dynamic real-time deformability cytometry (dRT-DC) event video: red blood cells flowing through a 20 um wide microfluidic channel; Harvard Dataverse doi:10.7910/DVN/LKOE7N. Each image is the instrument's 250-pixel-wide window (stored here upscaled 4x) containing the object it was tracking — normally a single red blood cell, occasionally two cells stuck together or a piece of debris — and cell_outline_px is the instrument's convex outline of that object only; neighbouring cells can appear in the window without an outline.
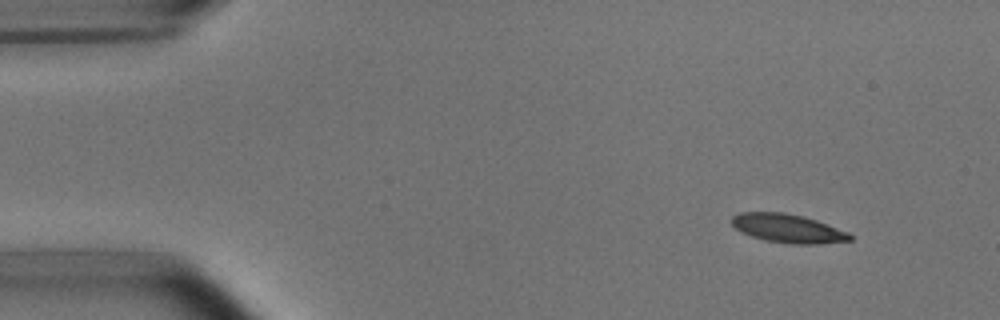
{"species": "common noctule bat (a hibernating species)", "species_latin": "Nyctalus noctula", "temperature_condition": "room temperature", "stored_images_in_passage": 5, "camera_frame_rate_fps": 3000, "um_per_image_px": 0.085, "animal": {"sex": "male", "body_mass_g": 15.6}, "frame": {"image": 1, "passage_image": 2, "time_ms": 1.0, "image_size_px": [1000, 320], "cell_outline_px": [[852, 240], [816, 244], [792, 244], [764, 240], [752, 236], [736, 228], [732, 224], [732, 216], [740, 212], [784, 212], [804, 216], [816, 220], [848, 232], [852, 236]], "centroid_in_image_um": [66.97, 19.41], "position_along_channel_um": 18.0, "area_um2": 19.59}}
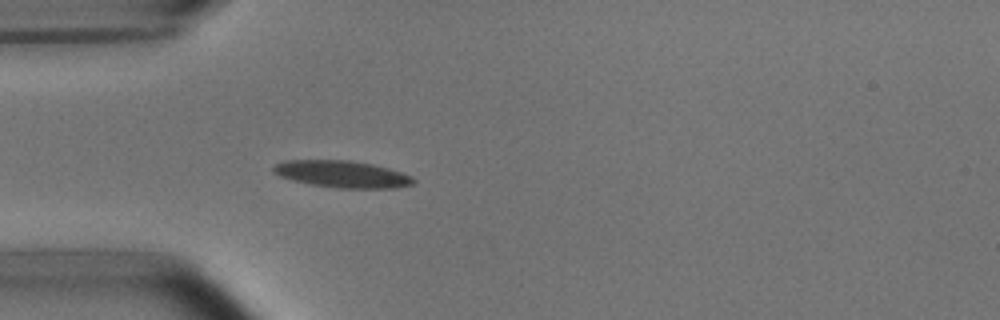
{"frame": {"image": 2, "passage_image": 5, "time_ms": 4.333, "image_size_px": [1000, 320], "cell_outline_px": [[416, 180], [412, 184], [396, 188], [336, 188], [308, 184], [292, 180], [280, 176], [272, 172], [272, 164], [284, 160], [352, 160], [372, 164], [388, 168], [412, 176]], "centroid_in_image_um": [29.03, 14.8], "position_along_channel_um": 56.0, "area_um2": 22.2}}